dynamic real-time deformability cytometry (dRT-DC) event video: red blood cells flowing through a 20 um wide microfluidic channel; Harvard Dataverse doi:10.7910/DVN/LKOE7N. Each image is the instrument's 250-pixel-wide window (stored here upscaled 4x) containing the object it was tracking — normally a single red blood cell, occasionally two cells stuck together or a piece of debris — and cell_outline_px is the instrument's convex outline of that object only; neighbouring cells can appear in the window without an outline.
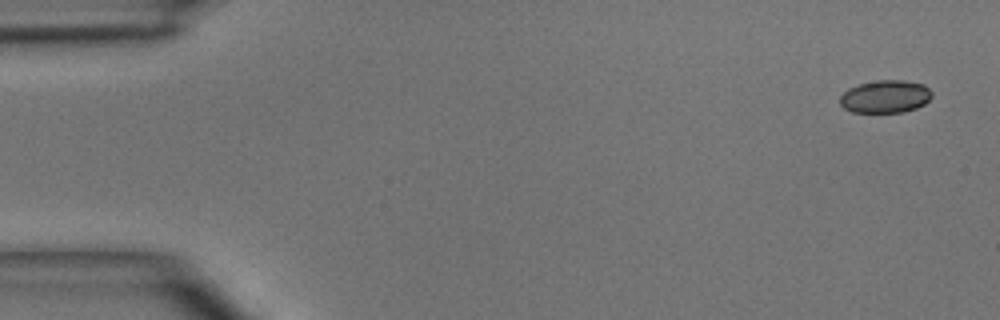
{"species": "common noctule bat (a hibernating species)", "species_latin": "Nyctalus noctula", "temperature_condition": "room temperature", "stored_images_in_passage": 3, "camera_frame_rate_fps": 3000, "um_per_image_px": 0.085, "animal": {"sex": "male", "body_mass_g": 15.6}, "frame": {"image": 1, "passage_image": 1, "time_ms": 0.0, "image_size_px": [1000, 320], "cell_outline_px": [[932, 96], [924, 104], [916, 108], [904, 112], [852, 112], [844, 108], [840, 104], [840, 96], [848, 88], [860, 84], [876, 80], [904, 80], [924, 84], [932, 92]], "centroid_in_image_um": [75.26, 8.2], "position_along_channel_um": 9.7, "area_um2": 17.57}}